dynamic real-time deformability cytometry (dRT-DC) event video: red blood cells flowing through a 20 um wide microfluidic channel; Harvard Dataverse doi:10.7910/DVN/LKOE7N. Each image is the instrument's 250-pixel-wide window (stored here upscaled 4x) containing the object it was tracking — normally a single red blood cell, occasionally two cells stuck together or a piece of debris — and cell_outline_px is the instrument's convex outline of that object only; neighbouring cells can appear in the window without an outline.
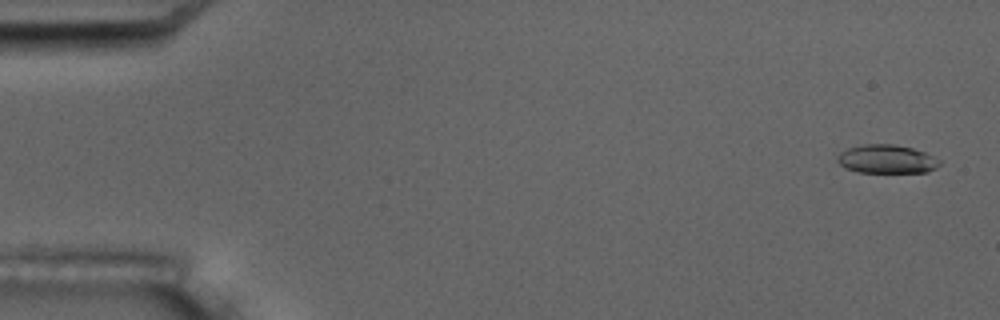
{"species": "common noctule bat (a hibernating species)", "species_latin": "Nyctalus noctula", "temperature_condition": "room temperature", "stored_images_in_passage": 15, "camera_frame_rate_fps": 3000, "um_per_image_px": 0.085, "animal": {"sex": "male", "body_mass_g": 17.5, "forearm_length_mm": 52.3}, "frame": {"image": 1, "passage_image": 1, "time_ms": 0.0, "image_size_px": [1000, 320], "cell_outline_px": [[940, 164], [936, 168], [928, 172], [856, 172], [844, 168], [836, 160], [836, 156], [840, 152], [848, 148], [864, 144], [892, 144], [912, 148], [924, 152], [940, 160]], "centroid_in_image_um": [75.33, 13.53], "position_along_channel_um": 9.7, "area_um2": 17.05}, "authors_computed_cell_mechanics": {"area_um2": 18.7272, "velocity_mm_per_s": 3.513, "shape_relaxation_time_tau1_ms": 4.5685, "shape_relaxation_time_tau2_ms": 4.8988, "deformation_change_tau1": 0.1635, "deformation_change_tau2": 0.118}}